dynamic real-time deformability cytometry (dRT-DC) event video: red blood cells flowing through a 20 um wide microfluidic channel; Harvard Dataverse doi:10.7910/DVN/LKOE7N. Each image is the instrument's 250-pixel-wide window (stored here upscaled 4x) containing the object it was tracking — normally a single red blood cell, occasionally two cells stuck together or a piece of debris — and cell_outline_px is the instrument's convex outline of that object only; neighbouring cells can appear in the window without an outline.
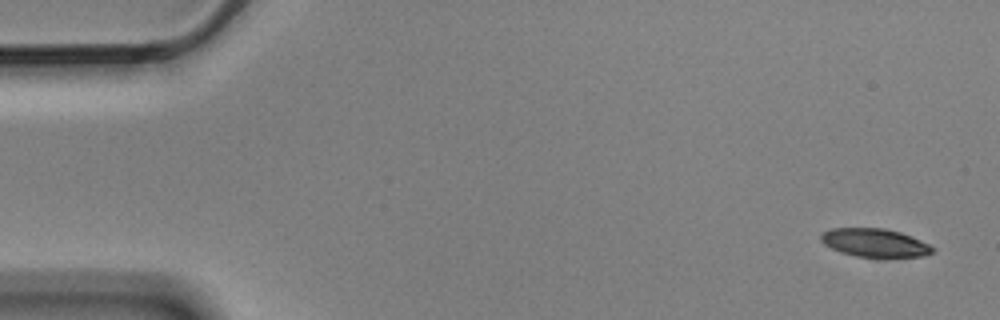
{"species": "Egyptian fruit bat (a non-hibernating species)", "species_latin": "Rousettus aegyptiacus", "temperature_condition": "cold", "stored_images_in_passage": 5, "segment_of_instrument_passage": [2, 2], "camera_frame_rate_fps": 3000, "um_per_image_px": 0.085, "animal": {"sex": "male"}, "frame": {"image": 1, "passage_image": 5, "time_ms": 1.333, "image_size_px": [1000, 320], "cell_outline_px": [[936, 248], [932, 252], [924, 256], [856, 256], [840, 252], [824, 244], [820, 240], [820, 236], [824, 232], [832, 228], [884, 228], [900, 232], [912, 236]], "centroid_in_image_um": [74.35, 20.62], "position_along_channel_um": 10.7, "area_um2": 18.15}}